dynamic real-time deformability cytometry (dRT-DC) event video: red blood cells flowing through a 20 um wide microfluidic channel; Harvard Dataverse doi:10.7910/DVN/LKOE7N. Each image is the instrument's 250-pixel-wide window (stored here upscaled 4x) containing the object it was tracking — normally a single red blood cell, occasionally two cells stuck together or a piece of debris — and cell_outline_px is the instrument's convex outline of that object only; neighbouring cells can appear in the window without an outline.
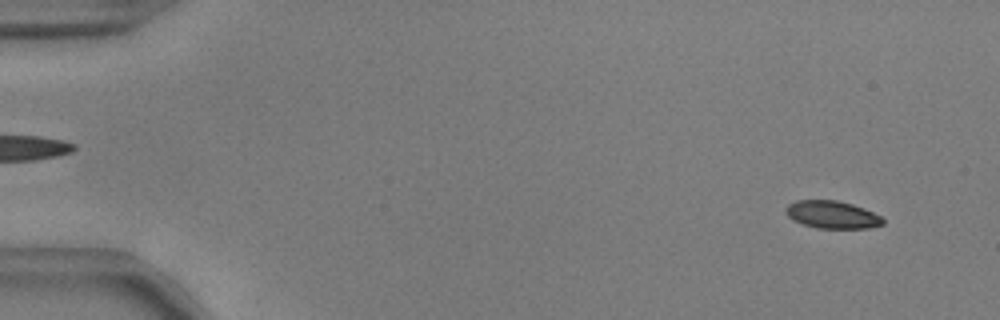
{"species": "common noctule bat (a hibernating species)", "species_latin": "Nyctalus noctula", "temperature_condition": "warm", "stored_images_in_passage": 28, "camera_frame_rate_fps": 3000, "um_per_image_px": 0.085, "animal": {"sex": "male", "body_mass_g": 17.9, "forearm_length_mm": 54.2}, "frame": {"image": 1, "passage_image": 4, "time_ms": 1.0, "image_size_px": [1000, 320], "cell_outline_px": [[884, 224], [868, 228], [816, 228], [792, 220], [784, 212], [784, 208], [788, 204], [796, 200], [836, 200], [852, 204], [864, 208], [880, 216], [884, 220]], "centroid_in_image_um": [70.7, 18.24], "position_along_channel_um": 14.3, "area_um2": 15.66}}
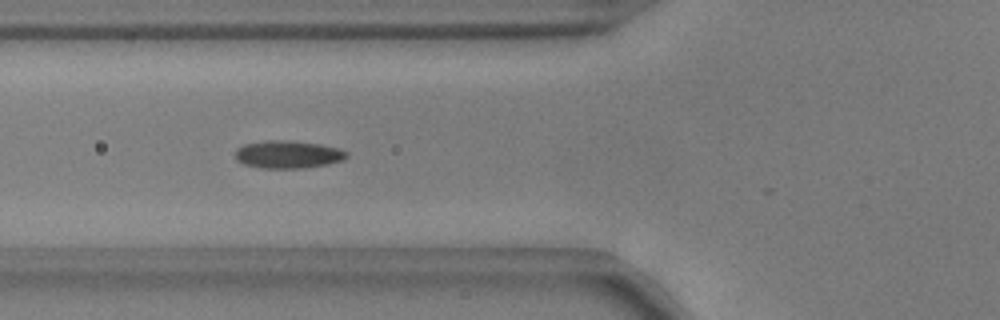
{"frame": {"image": 2, "passage_image": 21, "time_ms": 6.667, "image_size_px": [1000, 320], "cell_outline_px": [[348, 156], [344, 160], [328, 164], [304, 168], [260, 168], [244, 164], [236, 160], [236, 148], [244, 144], [264, 140], [284, 140], [320, 144], [340, 148], [348, 152]], "centroid_in_image_um": [24.49, 13.12], "position_along_channel_um": 101.3, "area_um2": 18.15}}
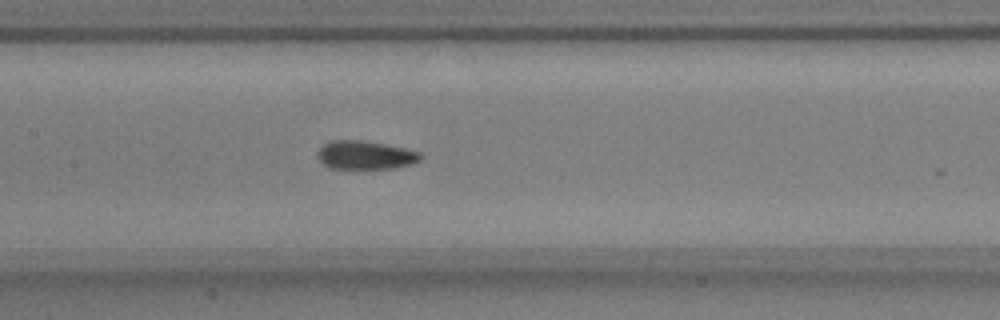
{"frame": {"image": 3, "passage_image": 27, "time_ms": 8.667, "image_size_px": [1000, 320], "cell_outline_px": [[424, 156], [420, 160], [412, 164], [396, 168], [328, 168], [316, 156], [316, 152], [328, 140], [360, 140], [384, 144], [404, 148], [420, 152]], "centroid_in_image_um": [31.05, 13.18], "position_along_channel_um": 176.4, "area_um2": 17.17}}